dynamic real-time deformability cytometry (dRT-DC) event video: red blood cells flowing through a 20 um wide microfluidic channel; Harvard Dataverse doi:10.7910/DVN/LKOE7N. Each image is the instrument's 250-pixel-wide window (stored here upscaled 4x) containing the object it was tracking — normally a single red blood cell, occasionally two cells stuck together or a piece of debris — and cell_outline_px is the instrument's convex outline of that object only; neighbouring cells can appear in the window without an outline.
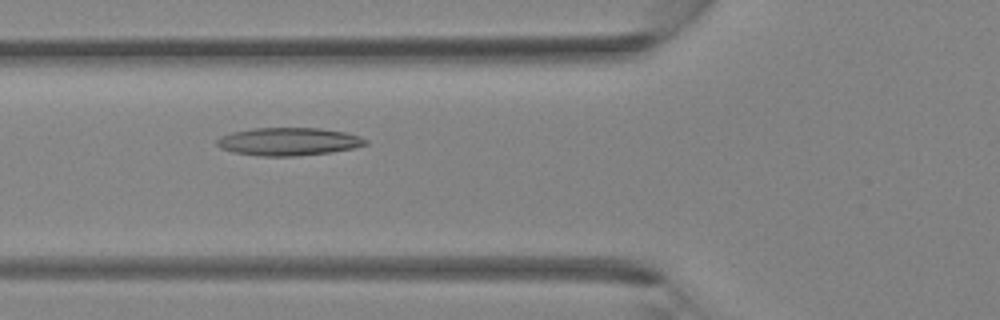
{"species": "Egyptian fruit bat (a non-hibernating species)", "species_latin": "Rousettus aegyptiacus", "temperature_condition": "room temperature", "stored_images_in_passage": 34, "camera_frame_rate_fps": 3000, "um_per_image_px": 0.085, "animal": {"sex": "female"}, "frame": {"image": 1, "passage_image": 9, "time_ms": 2.667, "image_size_px": [1000, 320], "cell_outline_px": [[368, 144], [352, 148], [332, 152], [296, 156], [260, 156], [232, 152], [220, 148], [216, 144], [216, 140], [220, 136], [232, 132], [252, 128], [320, 128], [344, 132], [360, 136], [368, 140]], "centroid_in_image_um": [24.51, 12.03], "position_along_channel_um": 101.3, "area_um2": 24.28}}
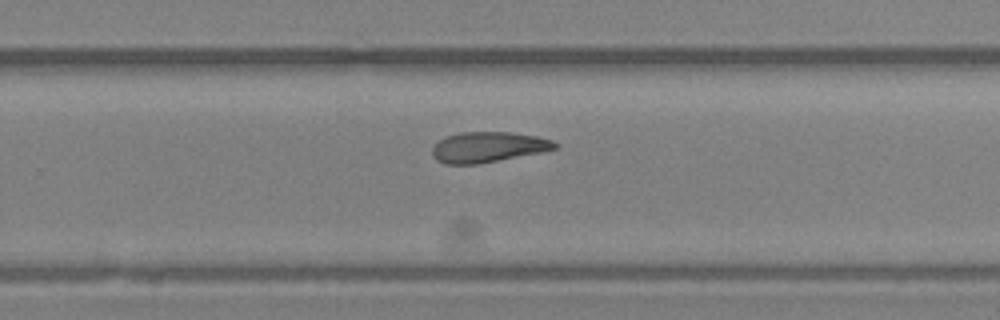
{"frame": {"image": 2, "passage_image": 20, "time_ms": 6.333, "image_size_px": [1000, 320], "cell_outline_px": [[556, 148], [540, 152], [476, 164], [444, 164], [436, 160], [432, 156], [432, 148], [444, 136], [460, 132], [512, 132], [536, 136], [552, 140], [556, 144]], "centroid_in_image_um": [41.42, 12.49], "position_along_channel_um": 288.4, "area_um2": 21.56}}
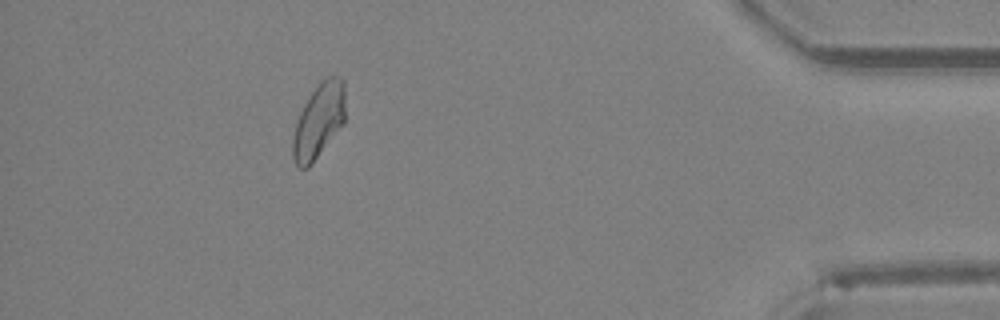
{"frame": {"image": 3, "passage_image": 30, "time_ms": 9.667, "image_size_px": [1000, 320], "cell_outline_px": [[344, 124], [308, 168], [296, 168], [292, 156], [292, 140], [296, 124], [300, 112], [304, 104], [320, 80], [328, 76], [340, 76], [344, 80]], "centroid_in_image_um": [27.09, 10.28], "position_along_channel_um": 408.1, "area_um2": 22.89}}